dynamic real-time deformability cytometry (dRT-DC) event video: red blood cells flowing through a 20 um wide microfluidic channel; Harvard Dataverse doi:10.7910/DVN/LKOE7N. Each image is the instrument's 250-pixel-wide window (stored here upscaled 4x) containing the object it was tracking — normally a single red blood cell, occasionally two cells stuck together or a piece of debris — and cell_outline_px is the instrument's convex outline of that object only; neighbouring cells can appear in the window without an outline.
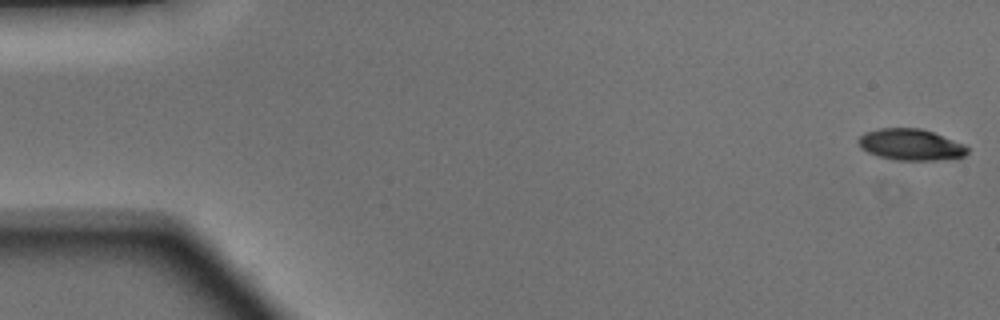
{"species": "Egyptian fruit bat (a non-hibernating species)", "species_latin": "Rousettus aegyptiacus", "temperature_condition": "warm", "stored_images_in_passage": 49, "camera_frame_rate_fps": 3000, "um_per_image_px": 0.085, "animal": {"sex": "male"}, "frame": {"image": 1, "passage_image": 1, "time_ms": 0.0, "image_size_px": [1000, 320], "cell_outline_px": [[968, 152], [964, 156], [936, 160], [892, 160], [868, 152], [860, 148], [856, 140], [864, 132], [880, 128], [920, 128], [932, 132], [964, 144], [968, 148]], "centroid_in_image_um": [77.37, 12.29], "position_along_channel_um": 7.6, "area_um2": 19.88}}
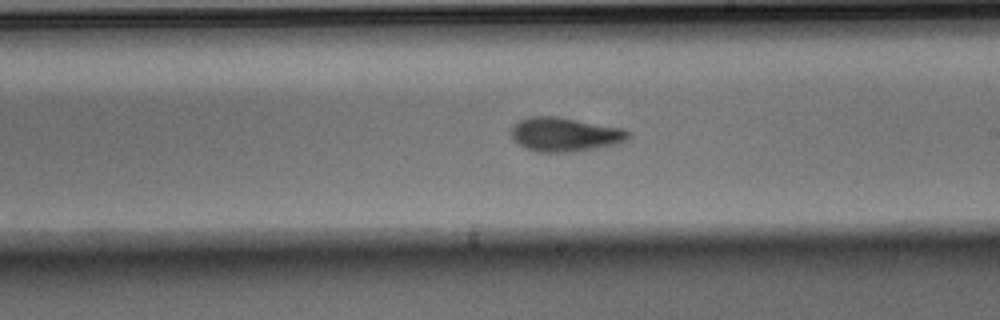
{"frame": {"image": 2, "passage_image": 28, "time_ms": 9.0, "image_size_px": [1000, 320], "cell_outline_px": [[632, 136], [628, 140], [620, 144], [600, 148], [572, 152], [536, 152], [524, 148], [512, 140], [508, 132], [520, 120], [528, 116], [560, 116], [624, 128], [632, 132]], "centroid_in_image_um": [48.06, 11.43], "position_along_channel_um": 240.9, "area_um2": 24.1}}
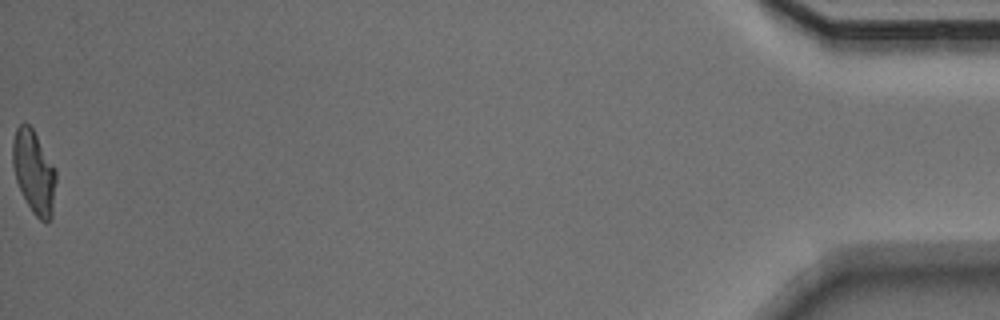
{"frame": {"image": 3, "passage_image": 49, "time_ms": 16.0, "image_size_px": [1000, 320], "cell_outline_px": [[56, 180], [52, 216], [44, 224], [32, 212], [16, 180], [12, 164], [12, 144], [16, 128], [20, 124], [28, 124], [32, 128], [56, 168]], "centroid_in_image_um": [2.89, 14.62], "position_along_channel_um": 432.3, "area_um2": 20.92}, "authors_computed_cell_mechanics": {"area_um2": 21.675, "velocity_mm_per_s": 4.1636, "shape_relaxation_time_tau1_ms": 2.6053, "shape_relaxation_time_tau2_ms": 3.4968, "deformation_change_tau1": 0.1804, "deformation_change_tau2": 0.1172}}